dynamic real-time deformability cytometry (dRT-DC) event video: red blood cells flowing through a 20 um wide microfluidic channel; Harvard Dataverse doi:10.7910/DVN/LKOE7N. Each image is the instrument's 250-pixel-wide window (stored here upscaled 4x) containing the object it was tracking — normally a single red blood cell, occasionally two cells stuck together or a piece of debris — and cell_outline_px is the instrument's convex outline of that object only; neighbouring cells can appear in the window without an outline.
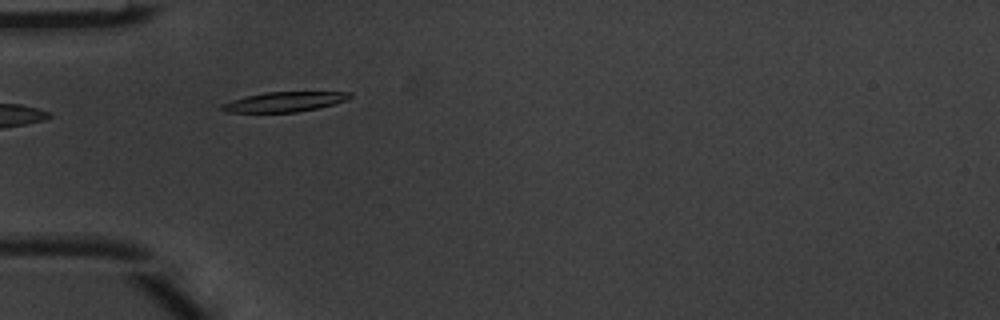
{"species": "common noctule bat (a hibernating species)", "species_latin": "Nyctalus noctula", "temperature_condition": "warm", "stored_images_in_passage": 2, "camera_frame_rate_fps": 3000, "um_per_image_px": 0.085, "animal": {"sex": "male", "body_mass_g": 20.1, "forearm_length_mm": 53.5}, "frame": {"image": 1, "passage_image": 1, "time_ms": 0.0, "image_size_px": [1000, 320], "cell_outline_px": [[352, 96], [348, 100], [316, 108], [296, 112], [224, 112], [220, 108], [220, 104], [232, 100], [264, 92], [352, 92]], "centroid_in_image_um": [24.16, 8.65], "position_along_channel_um": 60.8, "area_um2": 14.68}}
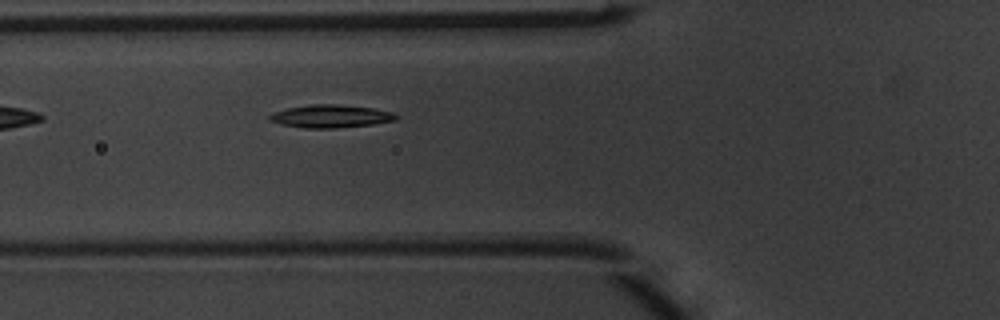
{"frame": {"image": 2, "passage_image": 2, "time_ms": 0.333, "image_size_px": [1000, 320], "cell_outline_px": [[400, 116], [396, 120], [372, 124], [336, 128], [304, 128], [284, 124], [268, 120], [268, 116], [272, 112], [288, 108], [312, 104], [340, 104], [372, 108], [392, 112]], "centroid_in_image_um": [28.12, 9.87], "position_along_channel_um": 97.7, "area_um2": 16.82}}